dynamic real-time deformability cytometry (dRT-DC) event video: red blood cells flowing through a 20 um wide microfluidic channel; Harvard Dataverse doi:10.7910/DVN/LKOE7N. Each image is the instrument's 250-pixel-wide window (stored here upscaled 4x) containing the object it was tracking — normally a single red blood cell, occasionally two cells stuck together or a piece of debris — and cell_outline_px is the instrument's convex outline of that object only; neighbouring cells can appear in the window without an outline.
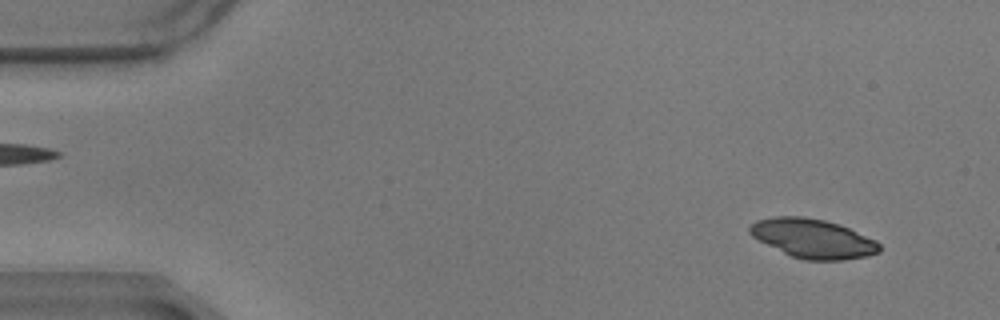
{"species": "common noctule bat (a hibernating species)", "species_latin": "Nyctalus noctula", "temperature_condition": "warm", "stored_images_in_passage": 11, "camera_frame_rate_fps": 3000, "um_per_image_px": 0.085, "animal": {"sex": "male", "body_mass_g": 17.9}, "frame": {"image": 1, "passage_image": 4, "time_ms": 1.0, "image_size_px": [1000, 320], "cell_outline_px": [[880, 252], [868, 256], [844, 260], [804, 260], [792, 256], [752, 236], [748, 232], [748, 228], [756, 220], [776, 216], [804, 216], [824, 220], [840, 224], [876, 240], [880, 244]], "centroid_in_image_um": [69.13, 20.27], "position_along_channel_um": 15.9, "area_um2": 29.48}}